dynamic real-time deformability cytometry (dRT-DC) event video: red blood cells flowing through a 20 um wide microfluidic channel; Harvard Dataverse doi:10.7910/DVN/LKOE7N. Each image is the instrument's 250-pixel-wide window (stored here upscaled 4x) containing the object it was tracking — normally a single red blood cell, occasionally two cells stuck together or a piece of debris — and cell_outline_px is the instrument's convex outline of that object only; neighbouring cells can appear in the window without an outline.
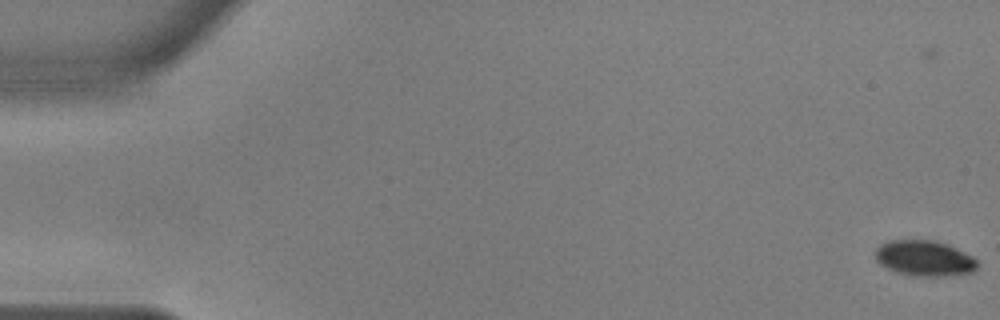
{"species": "common noctule bat (a hibernating species)", "species_latin": "Nyctalus noctula", "temperature_condition": "warm", "stored_images_in_passage": 59, "camera_frame_rate_fps": 3000, "um_per_image_px": 0.085, "animal": {"sex": "male", "body_mass_g": 17.9, "forearm_length_mm": 54.2}, "frame": {"image": 1, "passage_image": 3, "time_ms": 0.667, "image_size_px": [1000, 320], "cell_outline_px": [[976, 268], [972, 272], [944, 276], [912, 276], [896, 272], [880, 264], [876, 260], [876, 248], [880, 244], [888, 240], [936, 240], [948, 244], [972, 256], [976, 260]], "centroid_in_image_um": [78.55, 21.94], "position_along_channel_um": 6.4, "area_um2": 21.15}}
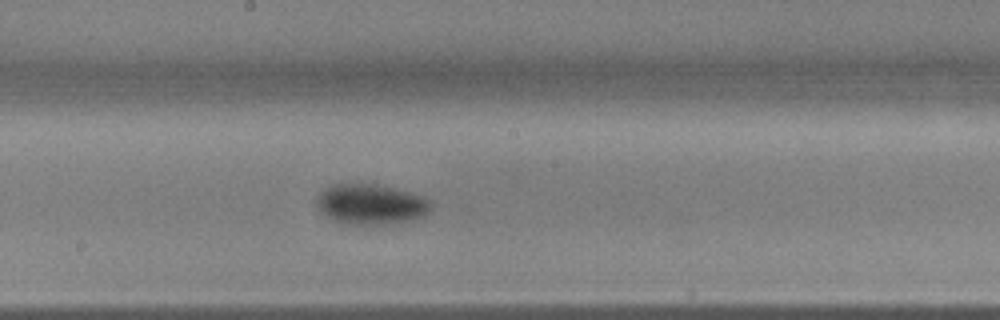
{"frame": {"image": 2, "passage_image": 33, "time_ms": 10.667, "image_size_px": [1000, 320], "cell_outline_px": [[432, 208], [424, 216], [408, 220], [384, 224], [356, 224], [332, 220], [324, 216], [320, 212], [316, 204], [316, 196], [324, 188], [348, 180], [376, 184], [412, 192], [428, 200], [432, 204]], "centroid_in_image_um": [31.46, 17.31], "position_along_channel_um": 216.7, "area_um2": 27.34}}
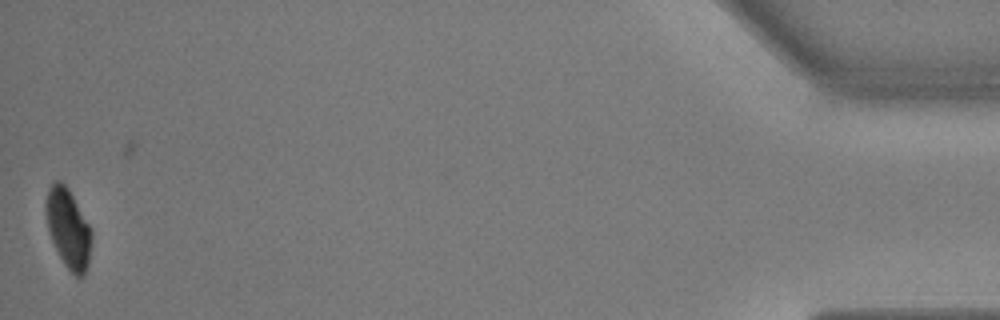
{"frame": {"image": 3, "passage_image": 58, "time_ms": 19.0, "image_size_px": [1000, 320], "cell_outline_px": [[92, 236], [88, 264], [84, 276], [80, 280], [64, 264], [48, 232], [44, 208], [44, 204], [48, 188], [56, 180], [60, 180], [68, 188], [92, 228]], "centroid_in_image_um": [5.8, 19.4], "position_along_channel_um": 429.4, "area_um2": 21.33}, "authors_computed_cell_mechanics": {"area_um2": 23.12, "velocity_mm_per_s": 3.6366, "shape_relaxation_time_tau1_ms": 4.5275, "shape_relaxation_time_tau2_ms": null, "deformation_change_tau1": 0.134, "deformation_change_tau2": null}}